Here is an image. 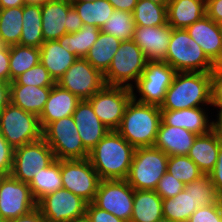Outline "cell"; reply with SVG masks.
<instances>
[{
  "instance_id": "6da1fadb",
  "label": "cell",
  "mask_w": 222,
  "mask_h": 222,
  "mask_svg": "<svg viewBox=\"0 0 222 222\" xmlns=\"http://www.w3.org/2000/svg\"><path fill=\"white\" fill-rule=\"evenodd\" d=\"M135 149L117 131H109L89 152L88 159L101 180H124Z\"/></svg>"
},
{
  "instance_id": "7a4b0ae2",
  "label": "cell",
  "mask_w": 222,
  "mask_h": 222,
  "mask_svg": "<svg viewBox=\"0 0 222 222\" xmlns=\"http://www.w3.org/2000/svg\"><path fill=\"white\" fill-rule=\"evenodd\" d=\"M210 103L211 72H176L160 109L181 110Z\"/></svg>"
},
{
  "instance_id": "3957f363",
  "label": "cell",
  "mask_w": 222,
  "mask_h": 222,
  "mask_svg": "<svg viewBox=\"0 0 222 222\" xmlns=\"http://www.w3.org/2000/svg\"><path fill=\"white\" fill-rule=\"evenodd\" d=\"M161 124V109L136 101L128 102L117 132L135 148L153 147Z\"/></svg>"
},
{
  "instance_id": "277c9868",
  "label": "cell",
  "mask_w": 222,
  "mask_h": 222,
  "mask_svg": "<svg viewBox=\"0 0 222 222\" xmlns=\"http://www.w3.org/2000/svg\"><path fill=\"white\" fill-rule=\"evenodd\" d=\"M176 72H211L216 65L186 29H173L164 60Z\"/></svg>"
},
{
  "instance_id": "5b68a950",
  "label": "cell",
  "mask_w": 222,
  "mask_h": 222,
  "mask_svg": "<svg viewBox=\"0 0 222 222\" xmlns=\"http://www.w3.org/2000/svg\"><path fill=\"white\" fill-rule=\"evenodd\" d=\"M169 156L155 147L135 149L127 183L135 190H155L166 173Z\"/></svg>"
},
{
  "instance_id": "8992f818",
  "label": "cell",
  "mask_w": 222,
  "mask_h": 222,
  "mask_svg": "<svg viewBox=\"0 0 222 222\" xmlns=\"http://www.w3.org/2000/svg\"><path fill=\"white\" fill-rule=\"evenodd\" d=\"M147 59L141 48L133 41H122L107 72L104 74L108 86H124L131 88L133 81L137 83L146 67Z\"/></svg>"
},
{
  "instance_id": "52a82bcc",
  "label": "cell",
  "mask_w": 222,
  "mask_h": 222,
  "mask_svg": "<svg viewBox=\"0 0 222 222\" xmlns=\"http://www.w3.org/2000/svg\"><path fill=\"white\" fill-rule=\"evenodd\" d=\"M42 138L57 160H82L89 157L72 115L49 123L42 130Z\"/></svg>"
},
{
  "instance_id": "ba28073f",
  "label": "cell",
  "mask_w": 222,
  "mask_h": 222,
  "mask_svg": "<svg viewBox=\"0 0 222 222\" xmlns=\"http://www.w3.org/2000/svg\"><path fill=\"white\" fill-rule=\"evenodd\" d=\"M0 133L14 149L42 138L39 117L11 102L0 111Z\"/></svg>"
},
{
  "instance_id": "9c48e42d",
  "label": "cell",
  "mask_w": 222,
  "mask_h": 222,
  "mask_svg": "<svg viewBox=\"0 0 222 222\" xmlns=\"http://www.w3.org/2000/svg\"><path fill=\"white\" fill-rule=\"evenodd\" d=\"M176 71L165 61H147L146 67L137 83L133 85V98L141 103L161 106ZM136 92H139L137 98Z\"/></svg>"
},
{
  "instance_id": "30bf717a",
  "label": "cell",
  "mask_w": 222,
  "mask_h": 222,
  "mask_svg": "<svg viewBox=\"0 0 222 222\" xmlns=\"http://www.w3.org/2000/svg\"><path fill=\"white\" fill-rule=\"evenodd\" d=\"M132 97L133 91L131 88L105 85L88 101L99 120L110 131H116L123 118L125 108Z\"/></svg>"
},
{
  "instance_id": "8fae6325",
  "label": "cell",
  "mask_w": 222,
  "mask_h": 222,
  "mask_svg": "<svg viewBox=\"0 0 222 222\" xmlns=\"http://www.w3.org/2000/svg\"><path fill=\"white\" fill-rule=\"evenodd\" d=\"M55 160L54 152L41 138L38 141L14 149L10 175L29 184L34 175H37L41 172V169L48 167Z\"/></svg>"
},
{
  "instance_id": "7c38bea8",
  "label": "cell",
  "mask_w": 222,
  "mask_h": 222,
  "mask_svg": "<svg viewBox=\"0 0 222 222\" xmlns=\"http://www.w3.org/2000/svg\"><path fill=\"white\" fill-rule=\"evenodd\" d=\"M60 172L64 189L80 196L88 203L94 201L101 179L88 158L60 160Z\"/></svg>"
},
{
  "instance_id": "4fadbf2b",
  "label": "cell",
  "mask_w": 222,
  "mask_h": 222,
  "mask_svg": "<svg viewBox=\"0 0 222 222\" xmlns=\"http://www.w3.org/2000/svg\"><path fill=\"white\" fill-rule=\"evenodd\" d=\"M133 201L134 188L125 179L101 180L93 203L117 218L130 222Z\"/></svg>"
},
{
  "instance_id": "5bb4252c",
  "label": "cell",
  "mask_w": 222,
  "mask_h": 222,
  "mask_svg": "<svg viewBox=\"0 0 222 222\" xmlns=\"http://www.w3.org/2000/svg\"><path fill=\"white\" fill-rule=\"evenodd\" d=\"M56 84L80 100H88L106 85L104 75L85 58H77Z\"/></svg>"
},
{
  "instance_id": "9a60e30c",
  "label": "cell",
  "mask_w": 222,
  "mask_h": 222,
  "mask_svg": "<svg viewBox=\"0 0 222 222\" xmlns=\"http://www.w3.org/2000/svg\"><path fill=\"white\" fill-rule=\"evenodd\" d=\"M37 207L28 184L11 175L0 176V216L9 221Z\"/></svg>"
},
{
  "instance_id": "2e32d148",
  "label": "cell",
  "mask_w": 222,
  "mask_h": 222,
  "mask_svg": "<svg viewBox=\"0 0 222 222\" xmlns=\"http://www.w3.org/2000/svg\"><path fill=\"white\" fill-rule=\"evenodd\" d=\"M87 204L80 196L61 188L44 196L37 207L46 222H69L86 214Z\"/></svg>"
},
{
  "instance_id": "e0dca14e",
  "label": "cell",
  "mask_w": 222,
  "mask_h": 222,
  "mask_svg": "<svg viewBox=\"0 0 222 222\" xmlns=\"http://www.w3.org/2000/svg\"><path fill=\"white\" fill-rule=\"evenodd\" d=\"M172 35V27L135 26L132 40L141 48L147 61H164Z\"/></svg>"
},
{
  "instance_id": "ac0fdd59",
  "label": "cell",
  "mask_w": 222,
  "mask_h": 222,
  "mask_svg": "<svg viewBox=\"0 0 222 222\" xmlns=\"http://www.w3.org/2000/svg\"><path fill=\"white\" fill-rule=\"evenodd\" d=\"M72 116L82 144L88 152L110 131L96 116L88 100H81Z\"/></svg>"
},
{
  "instance_id": "d6986e66",
  "label": "cell",
  "mask_w": 222,
  "mask_h": 222,
  "mask_svg": "<svg viewBox=\"0 0 222 222\" xmlns=\"http://www.w3.org/2000/svg\"><path fill=\"white\" fill-rule=\"evenodd\" d=\"M186 31L215 65L222 64V38L214 20L205 15Z\"/></svg>"
},
{
  "instance_id": "ffe728a7",
  "label": "cell",
  "mask_w": 222,
  "mask_h": 222,
  "mask_svg": "<svg viewBox=\"0 0 222 222\" xmlns=\"http://www.w3.org/2000/svg\"><path fill=\"white\" fill-rule=\"evenodd\" d=\"M202 107L181 110H161L163 125L184 128L196 135H204L214 129V121L210 122L208 114Z\"/></svg>"
},
{
  "instance_id": "44dd1931",
  "label": "cell",
  "mask_w": 222,
  "mask_h": 222,
  "mask_svg": "<svg viewBox=\"0 0 222 222\" xmlns=\"http://www.w3.org/2000/svg\"><path fill=\"white\" fill-rule=\"evenodd\" d=\"M81 100L69 90L55 84L49 93L44 110L39 116V123L43 130L49 123L73 115Z\"/></svg>"
},
{
  "instance_id": "7402d4cb",
  "label": "cell",
  "mask_w": 222,
  "mask_h": 222,
  "mask_svg": "<svg viewBox=\"0 0 222 222\" xmlns=\"http://www.w3.org/2000/svg\"><path fill=\"white\" fill-rule=\"evenodd\" d=\"M71 7V0H49L41 6L44 42L58 40L67 33L65 25Z\"/></svg>"
},
{
  "instance_id": "603a6c76",
  "label": "cell",
  "mask_w": 222,
  "mask_h": 222,
  "mask_svg": "<svg viewBox=\"0 0 222 222\" xmlns=\"http://www.w3.org/2000/svg\"><path fill=\"white\" fill-rule=\"evenodd\" d=\"M221 143L222 135L214 128L207 134L197 135L187 156L203 174H209L215 168Z\"/></svg>"
},
{
  "instance_id": "cb8c5ba5",
  "label": "cell",
  "mask_w": 222,
  "mask_h": 222,
  "mask_svg": "<svg viewBox=\"0 0 222 222\" xmlns=\"http://www.w3.org/2000/svg\"><path fill=\"white\" fill-rule=\"evenodd\" d=\"M196 137L195 133L184 128L161 123L153 147L162 150L169 157L188 155Z\"/></svg>"
},
{
  "instance_id": "d4e9b609",
  "label": "cell",
  "mask_w": 222,
  "mask_h": 222,
  "mask_svg": "<svg viewBox=\"0 0 222 222\" xmlns=\"http://www.w3.org/2000/svg\"><path fill=\"white\" fill-rule=\"evenodd\" d=\"M206 0H170L167 3L168 24L186 29L206 15Z\"/></svg>"
},
{
  "instance_id": "484cf974",
  "label": "cell",
  "mask_w": 222,
  "mask_h": 222,
  "mask_svg": "<svg viewBox=\"0 0 222 222\" xmlns=\"http://www.w3.org/2000/svg\"><path fill=\"white\" fill-rule=\"evenodd\" d=\"M76 59L77 57L65 50L58 40L45 41L40 47V62L56 83Z\"/></svg>"
},
{
  "instance_id": "4316f807",
  "label": "cell",
  "mask_w": 222,
  "mask_h": 222,
  "mask_svg": "<svg viewBox=\"0 0 222 222\" xmlns=\"http://www.w3.org/2000/svg\"><path fill=\"white\" fill-rule=\"evenodd\" d=\"M51 88L33 85H10V102L39 117L44 110Z\"/></svg>"
},
{
  "instance_id": "83f0119b",
  "label": "cell",
  "mask_w": 222,
  "mask_h": 222,
  "mask_svg": "<svg viewBox=\"0 0 222 222\" xmlns=\"http://www.w3.org/2000/svg\"><path fill=\"white\" fill-rule=\"evenodd\" d=\"M163 199L155 190H135L130 222H155L163 218Z\"/></svg>"
},
{
  "instance_id": "f1b7e54d",
  "label": "cell",
  "mask_w": 222,
  "mask_h": 222,
  "mask_svg": "<svg viewBox=\"0 0 222 222\" xmlns=\"http://www.w3.org/2000/svg\"><path fill=\"white\" fill-rule=\"evenodd\" d=\"M121 42L122 41L115 36L100 31L97 40L89 49L85 59L104 75Z\"/></svg>"
},
{
  "instance_id": "f546056e",
  "label": "cell",
  "mask_w": 222,
  "mask_h": 222,
  "mask_svg": "<svg viewBox=\"0 0 222 222\" xmlns=\"http://www.w3.org/2000/svg\"><path fill=\"white\" fill-rule=\"evenodd\" d=\"M31 194L38 203L44 196L63 188L60 172V160H55L48 167L41 169L28 184Z\"/></svg>"
},
{
  "instance_id": "4dcf8cb0",
  "label": "cell",
  "mask_w": 222,
  "mask_h": 222,
  "mask_svg": "<svg viewBox=\"0 0 222 222\" xmlns=\"http://www.w3.org/2000/svg\"><path fill=\"white\" fill-rule=\"evenodd\" d=\"M42 14L40 5L23 6L22 34L19 44L40 48L44 43L42 34Z\"/></svg>"
},
{
  "instance_id": "1f68e13d",
  "label": "cell",
  "mask_w": 222,
  "mask_h": 222,
  "mask_svg": "<svg viewBox=\"0 0 222 222\" xmlns=\"http://www.w3.org/2000/svg\"><path fill=\"white\" fill-rule=\"evenodd\" d=\"M101 29L93 25H84L75 33H66L58 39L60 45L77 58H85L95 43Z\"/></svg>"
},
{
  "instance_id": "d6a6232c",
  "label": "cell",
  "mask_w": 222,
  "mask_h": 222,
  "mask_svg": "<svg viewBox=\"0 0 222 222\" xmlns=\"http://www.w3.org/2000/svg\"><path fill=\"white\" fill-rule=\"evenodd\" d=\"M71 3L82 19L83 25H93L100 29L115 11L108 0L94 2L71 1Z\"/></svg>"
},
{
  "instance_id": "836d02e7",
  "label": "cell",
  "mask_w": 222,
  "mask_h": 222,
  "mask_svg": "<svg viewBox=\"0 0 222 222\" xmlns=\"http://www.w3.org/2000/svg\"><path fill=\"white\" fill-rule=\"evenodd\" d=\"M23 6L0 9V41L3 45L19 44L22 34Z\"/></svg>"
},
{
  "instance_id": "e575fe53",
  "label": "cell",
  "mask_w": 222,
  "mask_h": 222,
  "mask_svg": "<svg viewBox=\"0 0 222 222\" xmlns=\"http://www.w3.org/2000/svg\"><path fill=\"white\" fill-rule=\"evenodd\" d=\"M191 193L185 189L173 198L163 199V217L174 222H187L189 217L197 210Z\"/></svg>"
},
{
  "instance_id": "d590c367",
  "label": "cell",
  "mask_w": 222,
  "mask_h": 222,
  "mask_svg": "<svg viewBox=\"0 0 222 222\" xmlns=\"http://www.w3.org/2000/svg\"><path fill=\"white\" fill-rule=\"evenodd\" d=\"M39 62L40 48L20 44L10 46V83Z\"/></svg>"
},
{
  "instance_id": "8d00e7d4",
  "label": "cell",
  "mask_w": 222,
  "mask_h": 222,
  "mask_svg": "<svg viewBox=\"0 0 222 222\" xmlns=\"http://www.w3.org/2000/svg\"><path fill=\"white\" fill-rule=\"evenodd\" d=\"M132 14L134 23L138 26H163L168 23L167 4L138 0Z\"/></svg>"
},
{
  "instance_id": "74e56055",
  "label": "cell",
  "mask_w": 222,
  "mask_h": 222,
  "mask_svg": "<svg viewBox=\"0 0 222 222\" xmlns=\"http://www.w3.org/2000/svg\"><path fill=\"white\" fill-rule=\"evenodd\" d=\"M135 26L132 13L115 10L102 26L101 31L126 41L132 40Z\"/></svg>"
},
{
  "instance_id": "f35d334b",
  "label": "cell",
  "mask_w": 222,
  "mask_h": 222,
  "mask_svg": "<svg viewBox=\"0 0 222 222\" xmlns=\"http://www.w3.org/2000/svg\"><path fill=\"white\" fill-rule=\"evenodd\" d=\"M166 172L185 185L198 179L203 173L193 160L187 155L170 156L167 162Z\"/></svg>"
},
{
  "instance_id": "ab89813d",
  "label": "cell",
  "mask_w": 222,
  "mask_h": 222,
  "mask_svg": "<svg viewBox=\"0 0 222 222\" xmlns=\"http://www.w3.org/2000/svg\"><path fill=\"white\" fill-rule=\"evenodd\" d=\"M191 193L197 207L217 203L220 199L209 174H203L198 179L185 185L184 188Z\"/></svg>"
},
{
  "instance_id": "60d3db41",
  "label": "cell",
  "mask_w": 222,
  "mask_h": 222,
  "mask_svg": "<svg viewBox=\"0 0 222 222\" xmlns=\"http://www.w3.org/2000/svg\"><path fill=\"white\" fill-rule=\"evenodd\" d=\"M55 84L56 82L41 62L10 83V85H33L36 87H53Z\"/></svg>"
},
{
  "instance_id": "b9f144b4",
  "label": "cell",
  "mask_w": 222,
  "mask_h": 222,
  "mask_svg": "<svg viewBox=\"0 0 222 222\" xmlns=\"http://www.w3.org/2000/svg\"><path fill=\"white\" fill-rule=\"evenodd\" d=\"M185 184L176 179L170 173L166 172L164 176L159 180L155 192L162 198H173L182 190H184Z\"/></svg>"
},
{
  "instance_id": "7bdbcfd3",
  "label": "cell",
  "mask_w": 222,
  "mask_h": 222,
  "mask_svg": "<svg viewBox=\"0 0 222 222\" xmlns=\"http://www.w3.org/2000/svg\"><path fill=\"white\" fill-rule=\"evenodd\" d=\"M187 222H222L220 200L208 206L198 207Z\"/></svg>"
},
{
  "instance_id": "ee69618b",
  "label": "cell",
  "mask_w": 222,
  "mask_h": 222,
  "mask_svg": "<svg viewBox=\"0 0 222 222\" xmlns=\"http://www.w3.org/2000/svg\"><path fill=\"white\" fill-rule=\"evenodd\" d=\"M222 110V64L216 65L211 71V103Z\"/></svg>"
},
{
  "instance_id": "f6af8a7d",
  "label": "cell",
  "mask_w": 222,
  "mask_h": 222,
  "mask_svg": "<svg viewBox=\"0 0 222 222\" xmlns=\"http://www.w3.org/2000/svg\"><path fill=\"white\" fill-rule=\"evenodd\" d=\"M14 157V148L0 133V175H10Z\"/></svg>"
},
{
  "instance_id": "bcb514c9",
  "label": "cell",
  "mask_w": 222,
  "mask_h": 222,
  "mask_svg": "<svg viewBox=\"0 0 222 222\" xmlns=\"http://www.w3.org/2000/svg\"><path fill=\"white\" fill-rule=\"evenodd\" d=\"M86 214L91 222H125L112 213L97 207L93 202L87 204Z\"/></svg>"
},
{
  "instance_id": "7dc6e473",
  "label": "cell",
  "mask_w": 222,
  "mask_h": 222,
  "mask_svg": "<svg viewBox=\"0 0 222 222\" xmlns=\"http://www.w3.org/2000/svg\"><path fill=\"white\" fill-rule=\"evenodd\" d=\"M219 199H222V143L218 152L215 168L209 173Z\"/></svg>"
},
{
  "instance_id": "c3c4849f",
  "label": "cell",
  "mask_w": 222,
  "mask_h": 222,
  "mask_svg": "<svg viewBox=\"0 0 222 222\" xmlns=\"http://www.w3.org/2000/svg\"><path fill=\"white\" fill-rule=\"evenodd\" d=\"M10 46L3 45L0 48V81L10 83Z\"/></svg>"
},
{
  "instance_id": "681fc988",
  "label": "cell",
  "mask_w": 222,
  "mask_h": 222,
  "mask_svg": "<svg viewBox=\"0 0 222 222\" xmlns=\"http://www.w3.org/2000/svg\"><path fill=\"white\" fill-rule=\"evenodd\" d=\"M206 15L216 23L222 21V0H206Z\"/></svg>"
},
{
  "instance_id": "f907efd6",
  "label": "cell",
  "mask_w": 222,
  "mask_h": 222,
  "mask_svg": "<svg viewBox=\"0 0 222 222\" xmlns=\"http://www.w3.org/2000/svg\"><path fill=\"white\" fill-rule=\"evenodd\" d=\"M83 22L73 6L67 12V33H75L83 27Z\"/></svg>"
},
{
  "instance_id": "816d5d0a",
  "label": "cell",
  "mask_w": 222,
  "mask_h": 222,
  "mask_svg": "<svg viewBox=\"0 0 222 222\" xmlns=\"http://www.w3.org/2000/svg\"><path fill=\"white\" fill-rule=\"evenodd\" d=\"M6 222H46V220L42 216V213L39 210V208L36 207L27 214H24L20 217H17L15 219Z\"/></svg>"
},
{
  "instance_id": "f5cc1de1",
  "label": "cell",
  "mask_w": 222,
  "mask_h": 222,
  "mask_svg": "<svg viewBox=\"0 0 222 222\" xmlns=\"http://www.w3.org/2000/svg\"><path fill=\"white\" fill-rule=\"evenodd\" d=\"M115 10L132 13L138 0H108Z\"/></svg>"
},
{
  "instance_id": "db71d44e",
  "label": "cell",
  "mask_w": 222,
  "mask_h": 222,
  "mask_svg": "<svg viewBox=\"0 0 222 222\" xmlns=\"http://www.w3.org/2000/svg\"><path fill=\"white\" fill-rule=\"evenodd\" d=\"M10 103V83L0 81V111Z\"/></svg>"
},
{
  "instance_id": "11a10c76",
  "label": "cell",
  "mask_w": 222,
  "mask_h": 222,
  "mask_svg": "<svg viewBox=\"0 0 222 222\" xmlns=\"http://www.w3.org/2000/svg\"><path fill=\"white\" fill-rule=\"evenodd\" d=\"M24 0H0V9L24 6Z\"/></svg>"
},
{
  "instance_id": "9f6ffc18",
  "label": "cell",
  "mask_w": 222,
  "mask_h": 222,
  "mask_svg": "<svg viewBox=\"0 0 222 222\" xmlns=\"http://www.w3.org/2000/svg\"><path fill=\"white\" fill-rule=\"evenodd\" d=\"M218 117L216 121H214V128L222 135V110L217 111Z\"/></svg>"
},
{
  "instance_id": "6f0895ef",
  "label": "cell",
  "mask_w": 222,
  "mask_h": 222,
  "mask_svg": "<svg viewBox=\"0 0 222 222\" xmlns=\"http://www.w3.org/2000/svg\"><path fill=\"white\" fill-rule=\"evenodd\" d=\"M47 1L49 0H24L25 4L27 5H40V6H42Z\"/></svg>"
},
{
  "instance_id": "680465c9",
  "label": "cell",
  "mask_w": 222,
  "mask_h": 222,
  "mask_svg": "<svg viewBox=\"0 0 222 222\" xmlns=\"http://www.w3.org/2000/svg\"><path fill=\"white\" fill-rule=\"evenodd\" d=\"M69 222H91L90 218L87 216V214H84L80 217H77Z\"/></svg>"
},
{
  "instance_id": "91938a15",
  "label": "cell",
  "mask_w": 222,
  "mask_h": 222,
  "mask_svg": "<svg viewBox=\"0 0 222 222\" xmlns=\"http://www.w3.org/2000/svg\"><path fill=\"white\" fill-rule=\"evenodd\" d=\"M151 1L152 3H155V4H167L168 1L167 0H149Z\"/></svg>"
},
{
  "instance_id": "94428289",
  "label": "cell",
  "mask_w": 222,
  "mask_h": 222,
  "mask_svg": "<svg viewBox=\"0 0 222 222\" xmlns=\"http://www.w3.org/2000/svg\"><path fill=\"white\" fill-rule=\"evenodd\" d=\"M155 222H174V221H171V220L163 217V218H161V219H159V220H157Z\"/></svg>"
},
{
  "instance_id": "6125c7cd",
  "label": "cell",
  "mask_w": 222,
  "mask_h": 222,
  "mask_svg": "<svg viewBox=\"0 0 222 222\" xmlns=\"http://www.w3.org/2000/svg\"><path fill=\"white\" fill-rule=\"evenodd\" d=\"M217 25H218V28H219L220 36L222 38V21L217 23Z\"/></svg>"
},
{
  "instance_id": "be15d7a7",
  "label": "cell",
  "mask_w": 222,
  "mask_h": 222,
  "mask_svg": "<svg viewBox=\"0 0 222 222\" xmlns=\"http://www.w3.org/2000/svg\"><path fill=\"white\" fill-rule=\"evenodd\" d=\"M71 1L94 2V1H97V0H71Z\"/></svg>"
},
{
  "instance_id": "e7e4bbea",
  "label": "cell",
  "mask_w": 222,
  "mask_h": 222,
  "mask_svg": "<svg viewBox=\"0 0 222 222\" xmlns=\"http://www.w3.org/2000/svg\"><path fill=\"white\" fill-rule=\"evenodd\" d=\"M220 208H221V212H222V199H220Z\"/></svg>"
},
{
  "instance_id": "03108f58",
  "label": "cell",
  "mask_w": 222,
  "mask_h": 222,
  "mask_svg": "<svg viewBox=\"0 0 222 222\" xmlns=\"http://www.w3.org/2000/svg\"><path fill=\"white\" fill-rule=\"evenodd\" d=\"M0 222H5L1 216H0Z\"/></svg>"
}]
</instances>
